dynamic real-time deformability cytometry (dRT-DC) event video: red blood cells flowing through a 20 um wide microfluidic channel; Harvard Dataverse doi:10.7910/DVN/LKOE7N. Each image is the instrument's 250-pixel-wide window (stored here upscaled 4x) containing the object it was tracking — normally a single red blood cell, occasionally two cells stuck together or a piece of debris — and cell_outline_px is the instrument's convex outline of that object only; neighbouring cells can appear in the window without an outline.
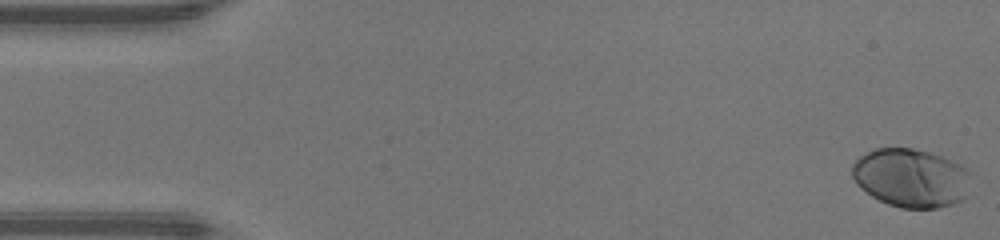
{"species": "human", "species_latin": "Homo sapiens", "temperature_condition": "warm", "stored_images_in_passage": 48, "camera_frame_rate_fps": 3000, "um_per_image_px": 0.085, "donor": {"sex": "male"}, "frame": {"image": 1, "passage_image": 1, "time_ms": 0.0, "image_size_px": [1000, 240], "cell_outline_px": [[968, 172], [964, 196], [960, 200], [952, 204], [936, 208], [900, 208], [888, 204], [872, 196], [860, 188], [856, 184], [852, 176], [852, 164], [860, 156], [876, 148], [912, 148], [928, 152], [940, 156], [964, 168]], "centroid_in_image_um": [77.34, 15.13], "position_along_channel_um": 7.7, "area_um2": 39.82}}
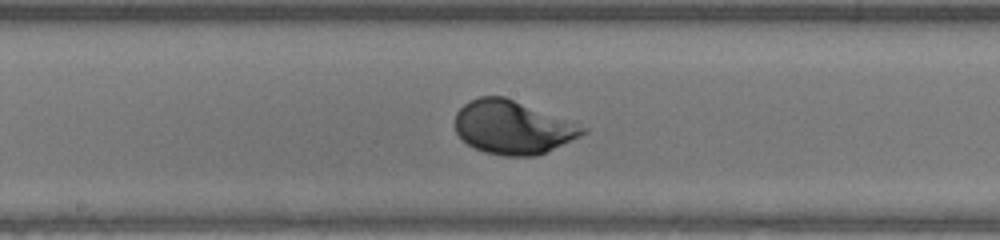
{"frame": {"image": 2, "passage_image": 25, "time_ms": 8.0, "image_size_px": [1000, 240], "cell_outline_px": [[588, 132], [580, 136], [536, 156], [504, 156], [484, 152], [468, 144], [456, 132], [456, 112], [468, 100], [480, 96], [504, 96], [588, 128]], "centroid_in_image_um": [43.55, 10.82], "position_along_channel_um": 204.6, "area_um2": 39.25}}
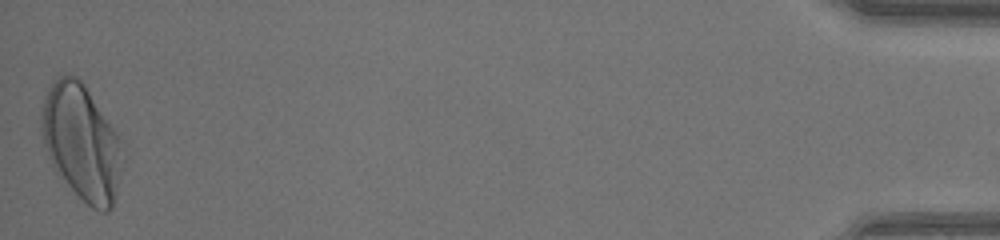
{"frame": {"image": 3, "passage_image": 48, "time_ms": 15.667, "image_size_px": [1000, 240], "cell_outline_px": [[124, 160], [112, 208], [108, 212], [100, 212], [92, 208], [56, 172], [48, 156], [44, 144], [40, 128], [40, 116], [44, 96], [48, 88], [60, 76], [76, 76], [84, 84], [116, 132]], "centroid_in_image_um": [6.92, 12.11], "position_along_channel_um": 428.3, "area_um2": 53.93}, "authors_computed_cell_mechanics": {"area_um2": 39.0439, "velocity_mm_per_s": 4.2946, "shape_relaxation_time_tau1_ms": 2.2645, "shape_relaxation_time_tau2_ms": null, "deformation_change_tau1": 0.1676, "deformation_change_tau2": null}}